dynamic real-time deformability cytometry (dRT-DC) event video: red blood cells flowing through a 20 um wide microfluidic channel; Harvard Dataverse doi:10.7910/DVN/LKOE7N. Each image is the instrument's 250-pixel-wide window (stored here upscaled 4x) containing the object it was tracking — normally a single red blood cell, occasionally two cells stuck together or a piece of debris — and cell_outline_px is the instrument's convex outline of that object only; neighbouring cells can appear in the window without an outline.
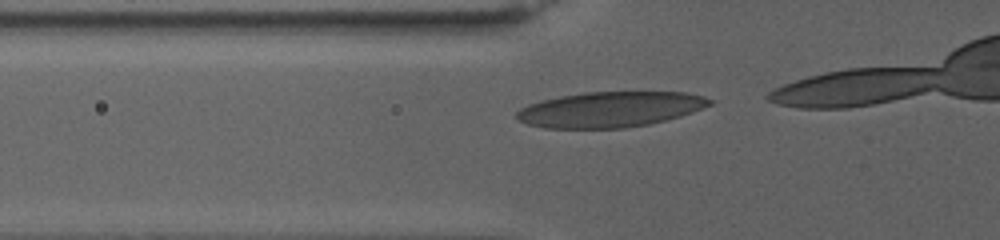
{"species": "human", "species_latin": "Homo sapiens", "temperature_condition": "warm", "stored_images_in_passage": 16, "camera_frame_rate_fps": 3000, "um_per_image_px": 0.085, "donor": {"sex": "female"}, "frame": {"image": 1, "passage_image": 8, "time_ms": 2.333, "image_size_px": [1000, 240], "cell_outline_px": [[712, 104], [704, 108], [680, 116], [648, 124], [624, 128], [544, 128], [528, 124], [520, 120], [516, 116], [516, 112], [520, 108], [528, 104], [540, 100], [560, 96], [584, 92], [684, 92], [704, 96], [712, 100]], "centroid_in_image_um": [51.85, 9.29], "position_along_channel_um": 73.9, "area_um2": 39.82}}
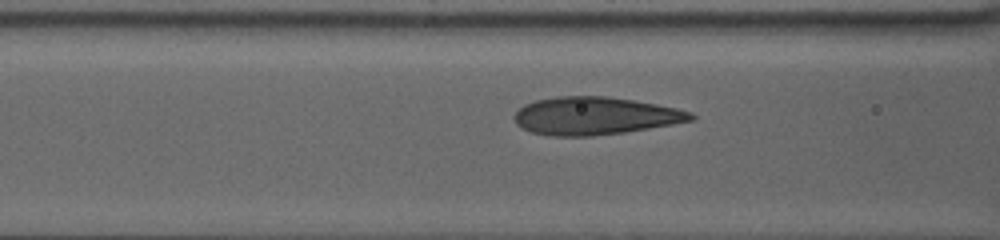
{"frame": {"image": 2, "passage_image": 13, "time_ms": 4.0, "image_size_px": [1000, 240], "cell_outline_px": [[696, 116], [692, 120], [672, 124], [624, 132], [592, 136], [552, 136], [532, 132], [520, 128], [516, 124], [512, 116], [524, 104], [536, 100], [556, 96], [608, 96], [656, 104], [676, 108], [692, 112]], "centroid_in_image_um": [50.53, 9.85], "position_along_channel_um": 116.1, "area_um2": 38.84}}